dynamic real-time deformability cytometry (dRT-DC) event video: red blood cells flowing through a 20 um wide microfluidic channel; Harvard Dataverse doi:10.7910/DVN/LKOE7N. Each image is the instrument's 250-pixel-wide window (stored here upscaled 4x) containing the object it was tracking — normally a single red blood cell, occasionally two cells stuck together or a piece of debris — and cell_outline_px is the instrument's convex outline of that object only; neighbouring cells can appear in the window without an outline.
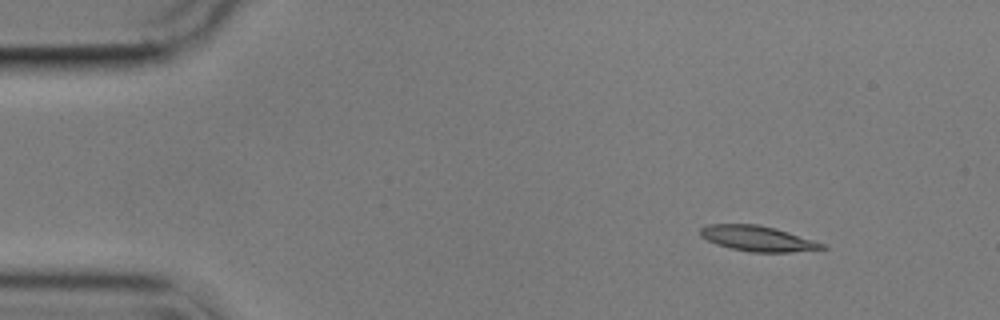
{"species": "common noctule bat (a hibernating species)", "species_latin": "Nyctalus noctula", "temperature_condition": "cold", "stored_images_in_passage": 51, "camera_frame_rate_fps": 3000, "um_per_image_px": 0.085, "animal": {"sex": "male", "body_mass_g": 17.9}, "frame": {"image": 1, "passage_image": 1, "time_ms": 0.0, "image_size_px": [1000, 320], "cell_outline_px": [[828, 248], [792, 252], [748, 252], [716, 244], [700, 236], [700, 228], [708, 224], [756, 224], [776, 228], [824, 244]], "centroid_in_image_um": [64.37, 20.27], "position_along_channel_um": 20.6, "area_um2": 17.86}}
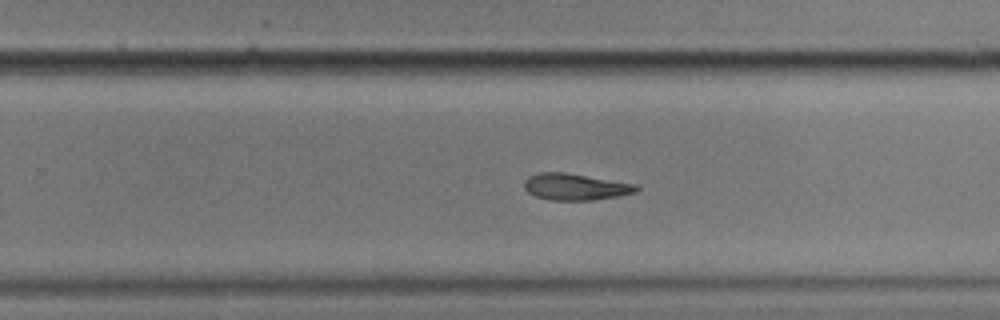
{"frame": {"image": 2, "passage_image": 30, "time_ms": 9.667, "image_size_px": [1000, 320], "cell_outline_px": [[640, 188], [636, 192], [616, 196], [592, 200], [552, 200], [536, 196], [528, 192], [524, 188], [524, 180], [528, 176], [540, 172], [564, 172], [636, 184]], "centroid_in_image_um": [48.88, 15.87], "position_along_channel_um": 280.9, "area_um2": 17.22}}
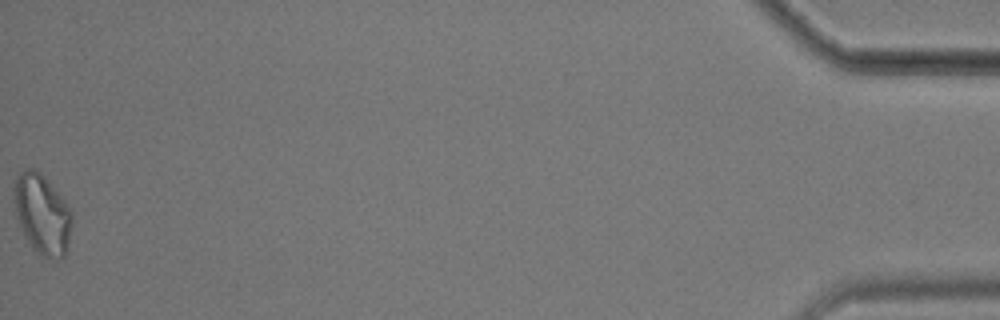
{"frame": {"image": 3, "passage_image": 51, "time_ms": 16.667, "image_size_px": [1000, 320], "cell_outline_px": [[72, 224], [68, 244], [64, 256], [60, 260], [56, 260], [44, 256], [32, 248], [16, 216], [12, 200], [12, 196], [16, 176], [20, 172], [28, 168], [36, 168], [40, 172], [68, 204], [72, 212]], "centroid_in_image_um": [3.58, 18.18], "position_along_channel_um": 431.6, "area_um2": 27.11}, "authors_computed_cell_mechanics": {"area_um2": 18.2648, "velocity_mm_per_s": 3.5392, "shape_relaxation_time_tau1_ms": 10.2852, "shape_relaxation_time_tau2_ms": null, "deformation_change_tau1": 0.2074, "deformation_change_tau2": null}}